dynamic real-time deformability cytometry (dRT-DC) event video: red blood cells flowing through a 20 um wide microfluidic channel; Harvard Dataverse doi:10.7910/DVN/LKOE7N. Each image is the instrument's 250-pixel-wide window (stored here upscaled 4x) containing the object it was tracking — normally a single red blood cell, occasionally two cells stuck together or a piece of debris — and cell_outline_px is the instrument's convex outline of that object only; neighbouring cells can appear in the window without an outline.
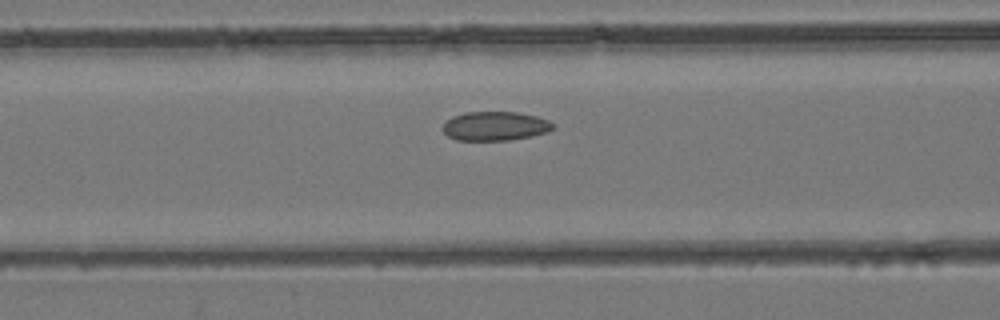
{"species": "common noctule bat (a hibernating species)", "species_latin": "Nyctalus noctula", "temperature_condition": "room temperature", "stored_images_in_passage": 30, "camera_frame_rate_fps": 3000, "um_per_image_px": 0.085, "animal": {"sex": "female", "body_mass_g": 24.6, "forearm_length_mm": 56.2}, "frame": {"image": 1, "passage_image": 4, "time_ms": 1.0, "image_size_px": [1000, 320], "cell_outline_px": [[556, 128], [548, 132], [532, 136], [508, 140], [456, 140], [448, 136], [444, 132], [444, 124], [452, 116], [464, 112], [516, 112], [536, 116], [548, 120], [556, 124]], "centroid_in_image_um": [42.13, 10.71], "position_along_channel_um": 124.5, "area_um2": 18.73}}
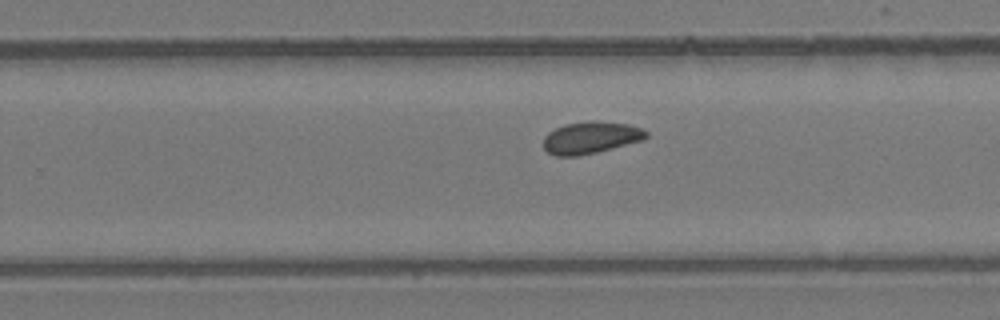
{"frame": {"image": 2, "passage_image": 14, "time_ms": 4.333, "image_size_px": [1000, 320], "cell_outline_px": [[648, 136], [640, 140], [596, 152], [576, 156], [556, 156], [548, 152], [544, 148], [544, 136], [548, 132], [564, 124], [592, 120], [628, 124], [640, 128], [648, 132]], "centroid_in_image_um": [50.17, 11.68], "position_along_channel_um": 279.6, "area_um2": 18.9}}
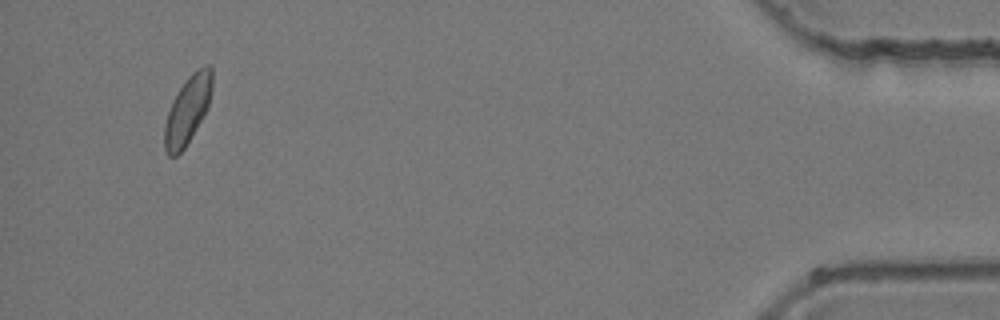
{"frame": {"image": 3, "passage_image": 28, "time_ms": 9.0, "image_size_px": [1000, 320], "cell_outline_px": [[212, 88], [208, 108], [184, 148], [176, 156], [168, 156], [164, 152], [164, 124], [168, 112], [180, 88], [188, 76], [192, 72], [204, 64], [212, 64]], "centroid_in_image_um": [15.96, 9.33], "position_along_channel_um": 419.2, "area_um2": 18.73}}